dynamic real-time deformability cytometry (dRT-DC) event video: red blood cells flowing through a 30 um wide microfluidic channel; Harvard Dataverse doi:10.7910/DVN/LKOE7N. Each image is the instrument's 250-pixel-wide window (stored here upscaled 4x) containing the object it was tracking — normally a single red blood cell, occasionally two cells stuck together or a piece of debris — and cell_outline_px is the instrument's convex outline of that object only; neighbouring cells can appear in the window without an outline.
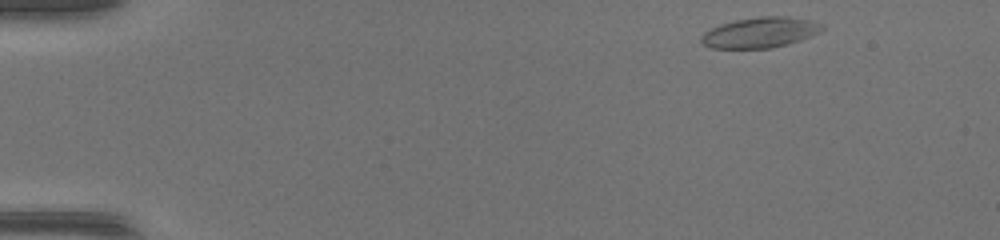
{"species": "common noctule bat (a hibernating species)", "species_latin": "Nyctalus noctula", "temperature_condition": "warm", "stored_images_in_passage": 44, "camera_frame_rate_fps": 3000, "um_per_image_px": 0.085, "animal": {"sex": "female", "body_mass_g": 17.0, "forearm_length_mm": 48.0}, "frame": {"image": 1, "passage_image": 1, "time_ms": 0.0, "image_size_px": [1000, 240], "cell_outline_px": [[824, 28], [820, 32], [800, 40], [772, 48], [712, 48], [704, 44], [700, 40], [700, 36], [704, 32], [720, 24], [736, 20], [760, 16], [788, 16], [808, 20], [824, 24]], "centroid_in_image_um": [64.61, 2.76], "position_along_channel_um": 20.4, "area_um2": 21.39}}
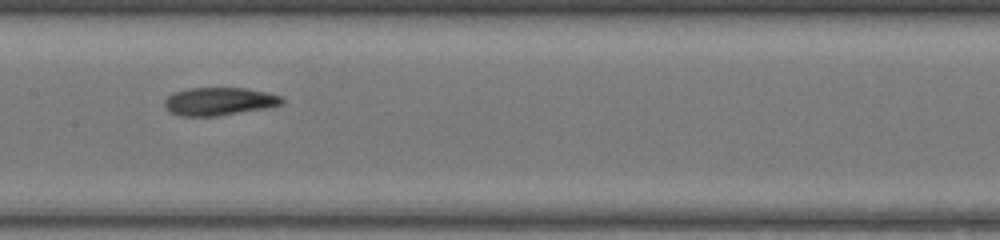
{"frame": {"image": 2, "passage_image": 21, "time_ms": 6.667, "image_size_px": [1000, 240], "cell_outline_px": [[284, 104], [268, 108], [216, 116], [180, 116], [164, 108], [164, 100], [172, 92], [192, 88], [248, 88], [268, 92], [280, 96], [284, 100]], "centroid_in_image_um": [18.64, 8.61], "position_along_channel_um": 188.8, "area_um2": 19.31}}
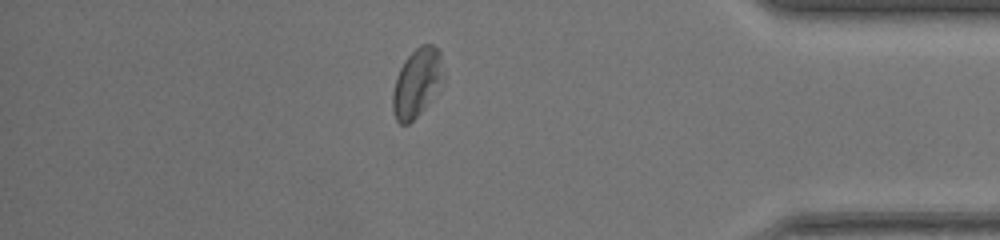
{"frame": {"image": 3, "passage_image": 38, "time_ms": 12.333, "image_size_px": [1000, 240], "cell_outline_px": [[440, 60], [436, 80], [420, 112], [408, 124], [400, 124], [396, 120], [392, 108], [392, 92], [396, 76], [404, 60], [420, 44], [432, 44], [440, 48]], "centroid_in_image_um": [35.27, 6.99], "position_along_channel_um": 399.9, "area_um2": 18.5}, "authors_computed_cell_mechanics": {"area_um2": 19.9988, "velocity_mm_per_s": 4.2577, "shape_relaxation_time_tau1_ms": null, "shape_relaxation_time_tau2_ms": 2.7365, "deformation_change_tau1": null, "deformation_change_tau2": 0.0939}}